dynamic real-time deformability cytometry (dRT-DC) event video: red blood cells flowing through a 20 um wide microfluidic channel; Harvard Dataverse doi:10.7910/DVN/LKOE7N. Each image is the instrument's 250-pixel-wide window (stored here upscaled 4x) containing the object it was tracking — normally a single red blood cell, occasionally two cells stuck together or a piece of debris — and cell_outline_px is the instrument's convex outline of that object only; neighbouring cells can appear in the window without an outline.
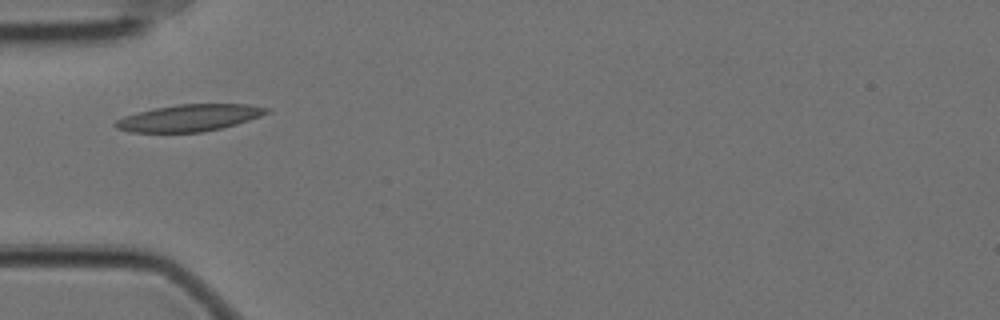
{"species": "Egyptian fruit bat (a non-hibernating species)", "species_latin": "Rousettus aegyptiacus", "temperature_condition": "cold", "stored_images_in_passage": 34, "camera_frame_rate_fps": 3000, "um_per_image_px": 0.085, "animal": {"sex": "female"}, "frame": {"image": 1, "passage_image": 1, "time_ms": 0.0, "image_size_px": [1000, 320], "cell_outline_px": [[272, 112], [236, 124], [220, 128], [200, 132], [128, 132], [116, 128], [112, 124], [116, 120], [124, 116], [136, 112], [176, 104], [248, 104], [272, 108]], "centroid_in_image_um": [16.09, 10.01], "position_along_channel_um": 68.9, "area_um2": 23.7}}
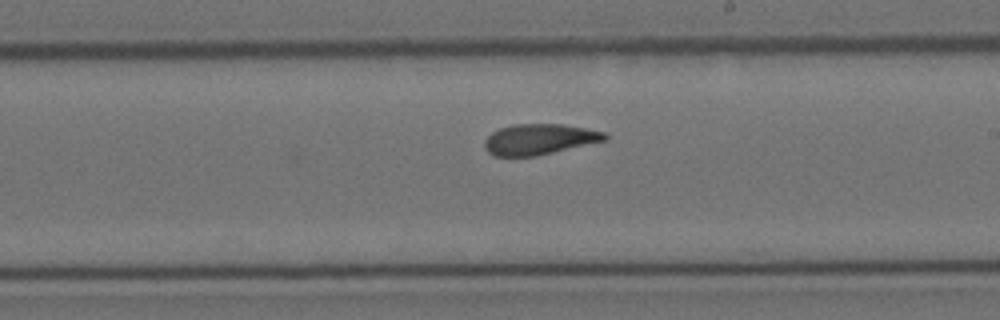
{"frame": {"image": 2, "passage_image": 16, "time_ms": 5.0, "image_size_px": [1000, 320], "cell_outline_px": [[608, 140], [536, 156], [496, 156], [488, 152], [484, 148], [484, 140], [492, 132], [500, 128], [512, 124], [564, 124], [604, 132], [608, 136]], "centroid_in_image_um": [45.84, 11.84], "position_along_channel_um": 243.2, "area_um2": 21.56}}
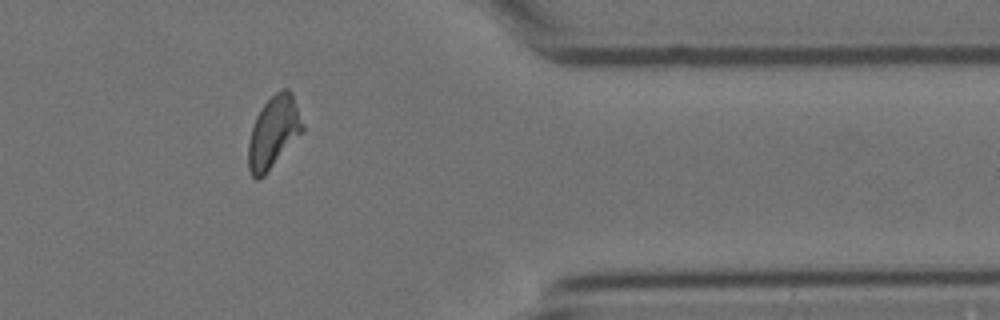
{"frame": {"image": 3, "passage_image": 30, "time_ms": 9.667, "image_size_px": [1000, 320], "cell_outline_px": [[304, 132], [264, 176], [260, 180], [256, 180], [252, 176], [248, 168], [248, 144], [252, 128], [256, 116], [260, 108], [276, 92], [284, 88], [288, 88], [292, 92], [304, 124]], "centroid_in_image_um": [23.27, 11.25], "position_along_channel_um": 388.1, "area_um2": 23.0}, "authors_computed_cell_mechanics": {"area_um2": 21.8484, "velocity_mm_per_s": 3.4784, "shape_relaxation_time_tau1_ms": 7.6513, "shape_relaxation_time_tau2_ms": 3.2174, "deformation_change_tau1": 0.1776, "deformation_change_tau2": 0.0875}}